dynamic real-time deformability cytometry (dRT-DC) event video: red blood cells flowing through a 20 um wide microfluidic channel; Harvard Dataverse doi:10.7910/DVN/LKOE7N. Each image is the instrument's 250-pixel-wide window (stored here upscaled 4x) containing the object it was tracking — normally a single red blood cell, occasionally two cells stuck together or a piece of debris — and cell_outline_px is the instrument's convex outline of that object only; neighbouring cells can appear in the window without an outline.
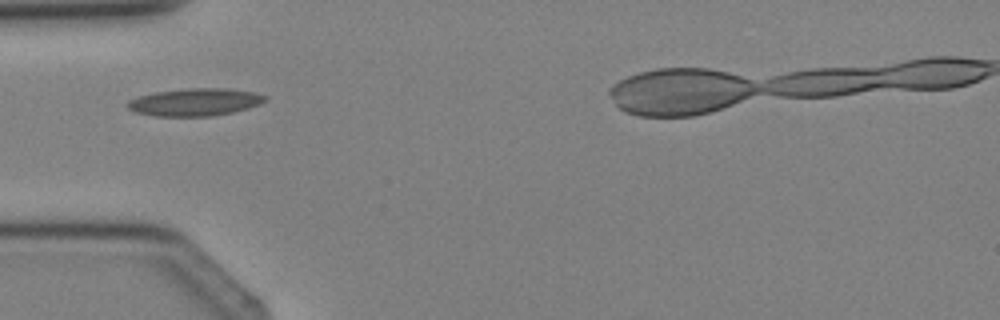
{"species": "Egyptian fruit bat (a non-hibernating species)", "species_latin": "Rousettus aegyptiacus", "temperature_condition": "cold", "stored_images_in_passage": 4, "camera_frame_rate_fps": 3000, "um_per_image_px": 0.085, "animal": {"sex": "female"}, "frame": {"image": 1, "passage_image": 4, "time_ms": 3.667, "image_size_px": [1000, 320], "cell_outline_px": [[268, 100], [260, 104], [248, 108], [232, 112], [208, 116], [156, 116], [136, 112], [128, 108], [128, 100], [136, 96], [156, 92], [188, 88], [228, 88], [256, 92], [268, 96]], "centroid_in_image_um": [16.61, 8.66], "position_along_channel_um": 68.4, "area_um2": 22.14}}